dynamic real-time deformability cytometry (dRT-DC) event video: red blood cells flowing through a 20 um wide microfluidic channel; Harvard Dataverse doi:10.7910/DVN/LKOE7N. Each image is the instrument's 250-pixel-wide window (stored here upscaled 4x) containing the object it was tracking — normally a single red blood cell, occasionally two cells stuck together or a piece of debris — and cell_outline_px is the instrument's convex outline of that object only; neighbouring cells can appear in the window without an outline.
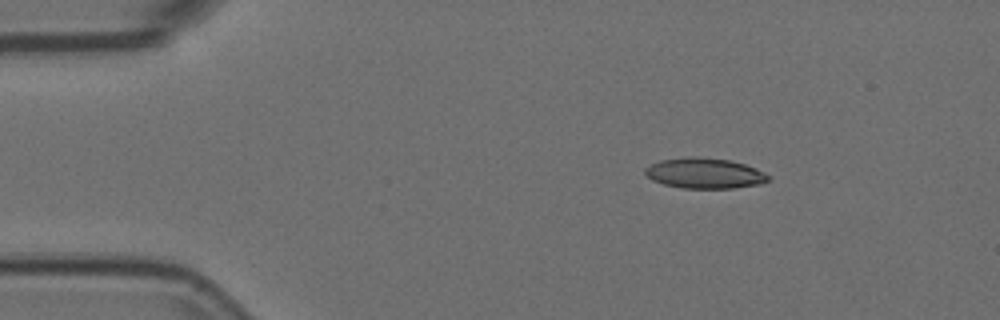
{"species": "Egyptian fruit bat (a non-hibernating species)", "species_latin": "Rousettus aegyptiacus", "temperature_condition": "room temperature", "stored_images_in_passage": 4, "camera_frame_rate_fps": 3000, "um_per_image_px": 0.085, "animal": {"sex": "female"}, "frame": {"image": 1, "passage_image": 3, "time_ms": 0.667, "image_size_px": [1000, 320], "cell_outline_px": [[772, 180], [760, 184], [732, 188], [680, 188], [664, 184], [652, 180], [644, 172], [644, 168], [660, 160], [688, 156], [696, 156], [728, 160], [744, 164], [756, 168], [772, 176]], "centroid_in_image_um": [59.92, 14.72], "position_along_channel_um": 25.1, "area_um2": 22.02}}